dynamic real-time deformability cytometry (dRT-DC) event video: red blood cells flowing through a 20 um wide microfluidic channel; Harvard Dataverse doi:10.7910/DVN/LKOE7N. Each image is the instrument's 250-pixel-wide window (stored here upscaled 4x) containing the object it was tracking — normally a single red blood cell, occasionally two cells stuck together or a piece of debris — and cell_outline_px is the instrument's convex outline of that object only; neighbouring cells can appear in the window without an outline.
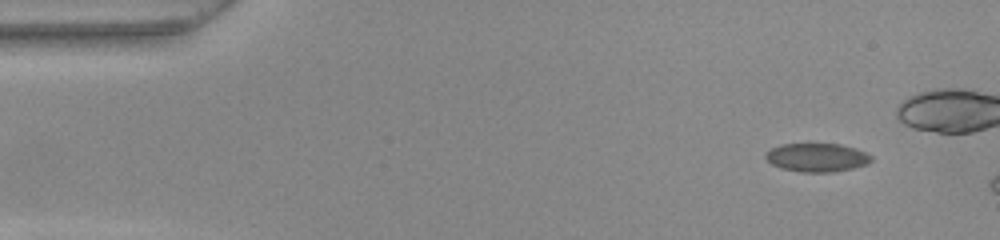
{"species": "common noctule bat (a hibernating species)", "species_latin": "Nyctalus noctula", "temperature_condition": "warm", "stored_images_in_passage": 8, "camera_frame_rate_fps": 3000, "um_per_image_px": 0.085, "animal": {"sex": "female", "body_mass_g": 22.0, "forearm_length_mm": 56.7}, "frame": {"image": 1, "passage_image": 1, "time_ms": 0.0, "image_size_px": [1000, 240], "cell_outline_px": [[872, 160], [868, 164], [852, 168], [832, 172], [800, 172], [780, 168], [772, 164], [764, 156], [772, 148], [780, 144], [840, 144], [856, 148], [872, 156]], "centroid_in_image_um": [69.45, 13.39], "position_along_channel_um": 15.6, "area_um2": 17.51}}